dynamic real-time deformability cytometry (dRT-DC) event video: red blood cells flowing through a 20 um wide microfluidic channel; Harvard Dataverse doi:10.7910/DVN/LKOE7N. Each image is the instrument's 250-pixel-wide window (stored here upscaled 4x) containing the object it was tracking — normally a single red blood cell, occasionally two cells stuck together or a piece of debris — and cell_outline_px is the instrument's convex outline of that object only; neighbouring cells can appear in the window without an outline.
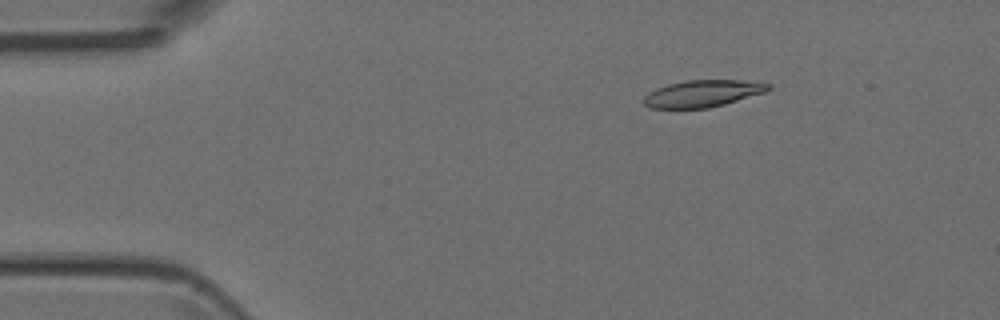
{"species": "Egyptian fruit bat (a non-hibernating species)", "species_latin": "Rousettus aegyptiacus", "temperature_condition": "room temperature", "stored_images_in_passage": 5, "camera_frame_rate_fps": 3000, "um_per_image_px": 0.085, "animal": {"sex": "female"}, "frame": {"image": 1, "passage_image": 3, "time_ms": 2.333, "image_size_px": [1000, 320], "cell_outline_px": [[772, 88], [764, 92], [724, 104], [708, 108], [648, 108], [644, 104], [644, 96], [648, 92], [656, 88], [668, 84], [684, 80], [740, 80], [772, 84]], "centroid_in_image_um": [59.69, 7.94], "position_along_channel_um": 25.3, "area_um2": 19.48}}
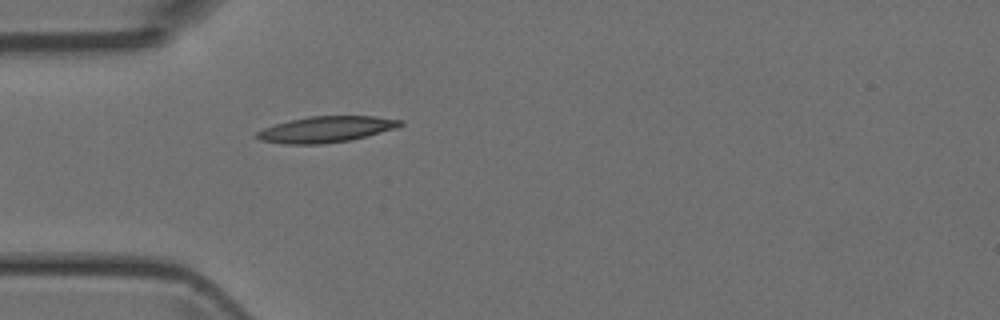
{"frame": {"image": 2, "passage_image": 5, "time_ms": 4.667, "image_size_px": [1000, 320], "cell_outline_px": [[404, 124], [396, 128], [352, 140], [324, 144], [284, 144], [260, 140], [256, 136], [256, 132], [264, 128], [276, 124], [292, 120], [312, 116], [376, 116], [404, 120]], "centroid_in_image_um": [27.76, 11.0], "position_along_channel_um": 57.2, "area_um2": 21.73}}